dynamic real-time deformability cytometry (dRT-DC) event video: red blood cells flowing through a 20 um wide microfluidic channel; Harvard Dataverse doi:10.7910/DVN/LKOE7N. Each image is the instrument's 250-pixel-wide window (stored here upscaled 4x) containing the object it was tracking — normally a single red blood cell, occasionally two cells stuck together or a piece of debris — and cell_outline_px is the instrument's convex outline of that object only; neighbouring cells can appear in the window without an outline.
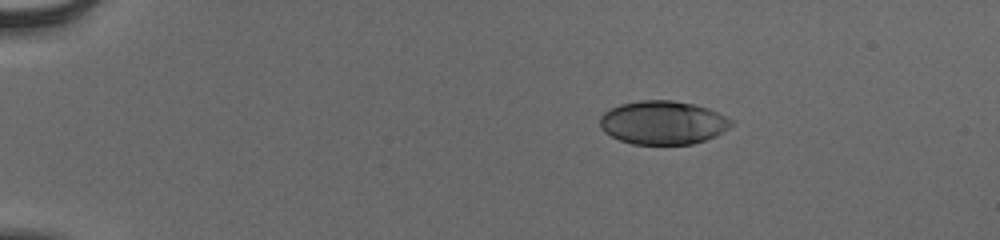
{"species": "human", "species_latin": "Homo sapiens", "temperature_condition": "cold", "stored_images_in_passage": 45, "camera_frame_rate_fps": 3000, "um_per_image_px": 0.085, "donor": {"sex": "male"}, "frame": {"image": 1, "passage_image": 1, "time_ms": 0.0, "image_size_px": [1000, 240], "cell_outline_px": [[736, 124], [716, 136], [692, 144], [632, 144], [620, 140], [604, 132], [600, 128], [600, 116], [604, 112], [620, 104], [640, 100], [672, 100], [692, 104], [708, 108], [736, 120]], "centroid_in_image_um": [56.39, 10.42], "position_along_channel_um": 28.6, "area_um2": 33.58}}
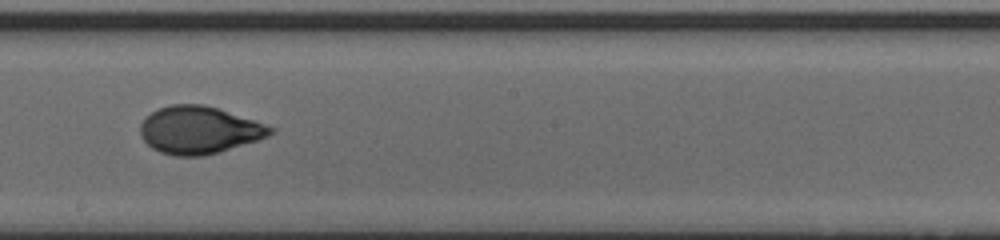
{"frame": {"image": 2, "passage_image": 24, "time_ms": 7.667, "image_size_px": [1000, 240], "cell_outline_px": [[276, 132], [268, 136], [220, 152], [204, 156], [176, 156], [160, 152], [152, 148], [140, 136], [140, 124], [156, 108], [172, 104], [204, 104], [276, 128]], "centroid_in_image_um": [16.9, 11.06], "position_along_channel_um": 231.3, "area_um2": 35.78}}
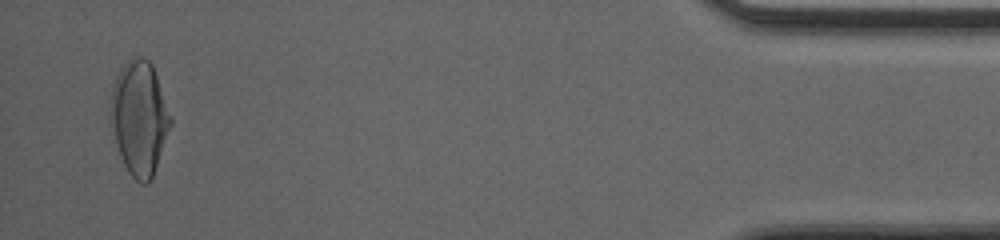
{"frame": {"image": 3, "passage_image": 44, "time_ms": 14.333, "image_size_px": [1000, 240], "cell_outline_px": [[172, 124], [152, 180], [148, 184], [140, 184], [128, 172], [112, 140], [108, 124], [108, 112], [112, 88], [116, 76], [120, 68], [132, 56], [140, 56], [148, 60], [152, 64], [172, 116]], "centroid_in_image_um": [11.81, 10.05], "position_along_channel_um": 423.4, "area_um2": 41.04}, "authors_computed_cell_mechanics": {"area_um2": 35.3736, "velocity_mm_per_s": 3.8914, "shape_relaxation_time_tau1_ms": 5.5172, "shape_relaxation_time_tau2_ms": 0.7221, "deformation_change_tau1": 0.2033, "deformation_change_tau2": 0.0518}}